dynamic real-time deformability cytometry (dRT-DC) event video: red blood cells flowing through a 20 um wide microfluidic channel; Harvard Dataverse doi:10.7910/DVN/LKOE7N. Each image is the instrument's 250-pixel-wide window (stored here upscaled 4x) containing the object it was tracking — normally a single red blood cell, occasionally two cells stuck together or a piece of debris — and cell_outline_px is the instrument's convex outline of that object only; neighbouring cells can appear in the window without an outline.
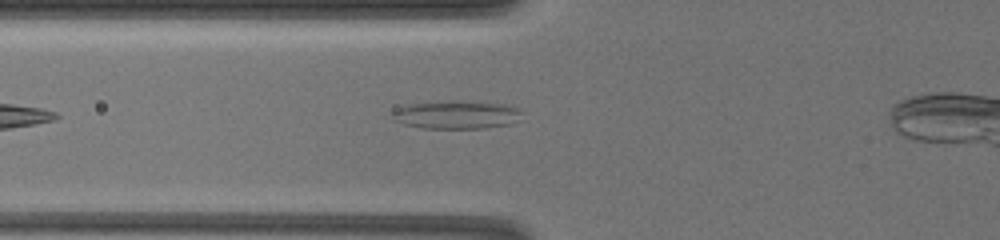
{"species": "common noctule bat (a hibernating species)", "species_latin": "Nyctalus noctula", "temperature_condition": "warm", "stored_images_in_passage": 49, "camera_frame_rate_fps": 3000, "um_per_image_px": 0.085, "animal": {"sex": "female", "body_mass_g": 19.5, "forearm_length_mm": 54.1}, "frame": {"image": 1, "passage_image": 7, "time_ms": 1.333, "image_size_px": [1000, 240], "cell_outline_px": [[520, 112], [508, 124], [484, 128], [420, 128], [404, 124], [396, 120], [392, 112], [396, 108], [412, 104], [500, 104], [516, 108]], "centroid_in_image_um": [38.7, 9.82], "position_along_channel_um": 87.1, "area_um2": 19.25}}
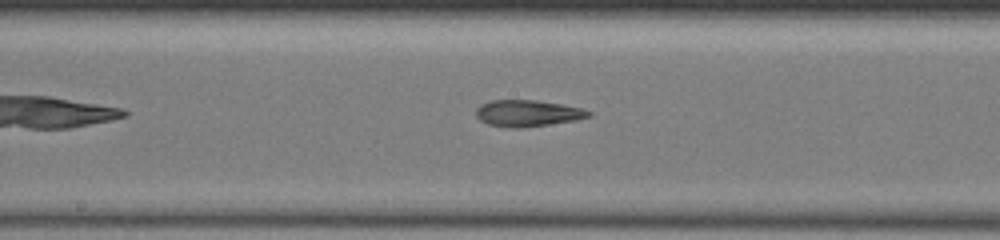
{"frame": {"image": 2, "passage_image": 18, "time_ms": 4.667, "image_size_px": [1000, 240], "cell_outline_px": [[592, 116], [572, 120], [548, 124], [520, 128], [512, 128], [488, 124], [480, 120], [476, 116], [476, 108], [492, 100], [532, 100], [560, 104], [580, 108], [592, 112]], "centroid_in_image_um": [44.82, 9.63], "position_along_channel_um": 203.4, "area_um2": 16.99}}
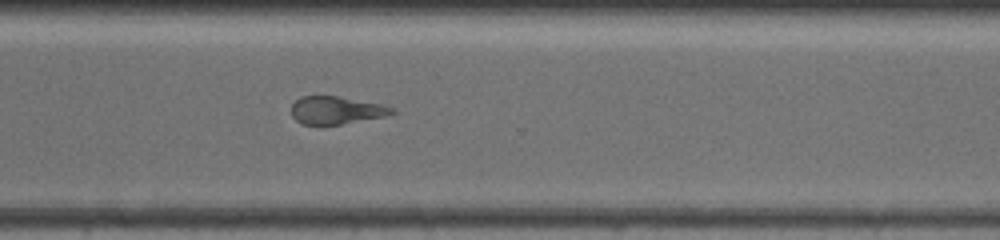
{"frame": {"image": 3, "passage_image": 35, "time_ms": 8.667, "image_size_px": [1000, 240], "cell_outline_px": [[396, 112], [388, 116], [340, 124], [300, 124], [292, 116], [292, 104], [300, 96], [336, 96], [380, 104], [392, 108]], "centroid_in_image_um": [28.56, 9.37], "position_along_channel_um": 342.0, "area_um2": 16.07}}